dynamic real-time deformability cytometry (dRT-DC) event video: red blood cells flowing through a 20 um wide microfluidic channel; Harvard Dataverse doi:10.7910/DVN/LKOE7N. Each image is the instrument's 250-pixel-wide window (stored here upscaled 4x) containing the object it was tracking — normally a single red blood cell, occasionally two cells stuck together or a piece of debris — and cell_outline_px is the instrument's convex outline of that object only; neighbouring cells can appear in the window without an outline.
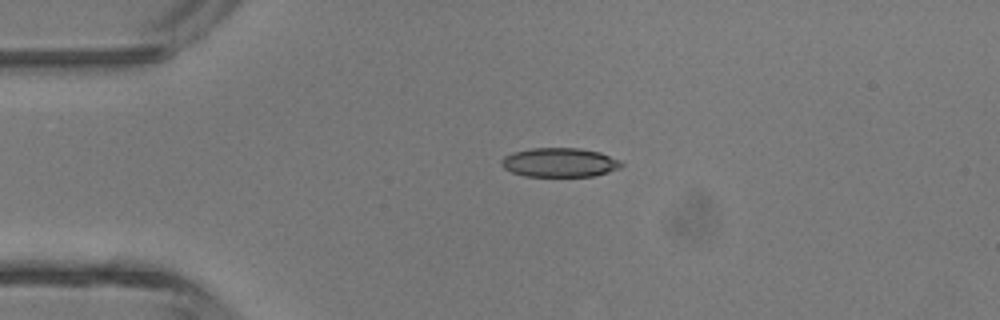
{"species": "common noctule bat (a hibernating species)", "species_latin": "Nyctalus noctula", "temperature_condition": "room temperature", "stored_images_in_passage": 3, "camera_frame_rate_fps": 3000, "um_per_image_px": 0.085, "animal": {"sex": "male", "body_mass_g": 13.3}, "frame": {"image": 1, "passage_image": 2, "time_ms": 2.0, "image_size_px": [1000, 320], "cell_outline_px": [[624, 164], [620, 168], [608, 172], [592, 176], [524, 176], [512, 172], [504, 168], [500, 164], [500, 160], [504, 156], [512, 152], [532, 148], [580, 148], [600, 152], [620, 160]], "centroid_in_image_um": [47.55, 13.8], "position_along_channel_um": 37.4, "area_um2": 20.46}}